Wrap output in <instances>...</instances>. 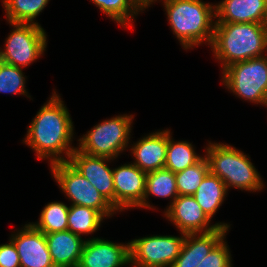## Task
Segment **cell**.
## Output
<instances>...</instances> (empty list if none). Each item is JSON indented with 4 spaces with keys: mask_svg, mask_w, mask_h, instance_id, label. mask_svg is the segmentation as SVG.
<instances>
[{
    "mask_svg": "<svg viewBox=\"0 0 267 267\" xmlns=\"http://www.w3.org/2000/svg\"><path fill=\"white\" fill-rule=\"evenodd\" d=\"M73 129L68 109L54 91L28 126L27 135L23 141L36 152L39 160L50 159V165L65 162L69 161L77 148L71 146Z\"/></svg>",
    "mask_w": 267,
    "mask_h": 267,
    "instance_id": "obj_1",
    "label": "cell"
},
{
    "mask_svg": "<svg viewBox=\"0 0 267 267\" xmlns=\"http://www.w3.org/2000/svg\"><path fill=\"white\" fill-rule=\"evenodd\" d=\"M210 47L222 70L236 62L266 56L267 24L215 23Z\"/></svg>",
    "mask_w": 267,
    "mask_h": 267,
    "instance_id": "obj_2",
    "label": "cell"
},
{
    "mask_svg": "<svg viewBox=\"0 0 267 267\" xmlns=\"http://www.w3.org/2000/svg\"><path fill=\"white\" fill-rule=\"evenodd\" d=\"M163 3L171 29L184 49L204 41L211 46L216 22L213 21L215 5L202 0H163Z\"/></svg>",
    "mask_w": 267,
    "mask_h": 267,
    "instance_id": "obj_3",
    "label": "cell"
},
{
    "mask_svg": "<svg viewBox=\"0 0 267 267\" xmlns=\"http://www.w3.org/2000/svg\"><path fill=\"white\" fill-rule=\"evenodd\" d=\"M204 156L209 171L219 177L228 190L233 187L256 192L264 188L257 169L241 150L228 144L209 142Z\"/></svg>",
    "mask_w": 267,
    "mask_h": 267,
    "instance_id": "obj_4",
    "label": "cell"
},
{
    "mask_svg": "<svg viewBox=\"0 0 267 267\" xmlns=\"http://www.w3.org/2000/svg\"><path fill=\"white\" fill-rule=\"evenodd\" d=\"M134 115H118L95 125L79 141L77 149L91 156L116 159L128 147Z\"/></svg>",
    "mask_w": 267,
    "mask_h": 267,
    "instance_id": "obj_5",
    "label": "cell"
},
{
    "mask_svg": "<svg viewBox=\"0 0 267 267\" xmlns=\"http://www.w3.org/2000/svg\"><path fill=\"white\" fill-rule=\"evenodd\" d=\"M222 74V83L236 96L267 106V55L233 63Z\"/></svg>",
    "mask_w": 267,
    "mask_h": 267,
    "instance_id": "obj_6",
    "label": "cell"
},
{
    "mask_svg": "<svg viewBox=\"0 0 267 267\" xmlns=\"http://www.w3.org/2000/svg\"><path fill=\"white\" fill-rule=\"evenodd\" d=\"M50 167L59 188L71 200V205L95 209L105 218L116 213L117 210L68 161Z\"/></svg>",
    "mask_w": 267,
    "mask_h": 267,
    "instance_id": "obj_7",
    "label": "cell"
},
{
    "mask_svg": "<svg viewBox=\"0 0 267 267\" xmlns=\"http://www.w3.org/2000/svg\"><path fill=\"white\" fill-rule=\"evenodd\" d=\"M4 50L0 49V60L16 67H27L43 55L47 46V35L40 24L10 23Z\"/></svg>",
    "mask_w": 267,
    "mask_h": 267,
    "instance_id": "obj_8",
    "label": "cell"
},
{
    "mask_svg": "<svg viewBox=\"0 0 267 267\" xmlns=\"http://www.w3.org/2000/svg\"><path fill=\"white\" fill-rule=\"evenodd\" d=\"M185 233L180 237L153 235L130 242L132 267H171L181 252ZM134 265V266H133Z\"/></svg>",
    "mask_w": 267,
    "mask_h": 267,
    "instance_id": "obj_9",
    "label": "cell"
},
{
    "mask_svg": "<svg viewBox=\"0 0 267 267\" xmlns=\"http://www.w3.org/2000/svg\"><path fill=\"white\" fill-rule=\"evenodd\" d=\"M165 210L164 215L180 233H208L219 227L227 230L230 228L229 224L221 222L209 226L211 219L193 196L179 195Z\"/></svg>",
    "mask_w": 267,
    "mask_h": 267,
    "instance_id": "obj_10",
    "label": "cell"
},
{
    "mask_svg": "<svg viewBox=\"0 0 267 267\" xmlns=\"http://www.w3.org/2000/svg\"><path fill=\"white\" fill-rule=\"evenodd\" d=\"M110 160L114 159L91 156L76 148L68 162L115 208L113 169L106 164Z\"/></svg>",
    "mask_w": 267,
    "mask_h": 267,
    "instance_id": "obj_11",
    "label": "cell"
},
{
    "mask_svg": "<svg viewBox=\"0 0 267 267\" xmlns=\"http://www.w3.org/2000/svg\"><path fill=\"white\" fill-rule=\"evenodd\" d=\"M147 173L128 163L113 169L115 209L138 207L144 199Z\"/></svg>",
    "mask_w": 267,
    "mask_h": 267,
    "instance_id": "obj_12",
    "label": "cell"
},
{
    "mask_svg": "<svg viewBox=\"0 0 267 267\" xmlns=\"http://www.w3.org/2000/svg\"><path fill=\"white\" fill-rule=\"evenodd\" d=\"M130 265V242L114 243L101 238L85 241L78 267H122Z\"/></svg>",
    "mask_w": 267,
    "mask_h": 267,
    "instance_id": "obj_13",
    "label": "cell"
},
{
    "mask_svg": "<svg viewBox=\"0 0 267 267\" xmlns=\"http://www.w3.org/2000/svg\"><path fill=\"white\" fill-rule=\"evenodd\" d=\"M17 248L21 267H55L45 234L30 222L10 238Z\"/></svg>",
    "mask_w": 267,
    "mask_h": 267,
    "instance_id": "obj_14",
    "label": "cell"
},
{
    "mask_svg": "<svg viewBox=\"0 0 267 267\" xmlns=\"http://www.w3.org/2000/svg\"><path fill=\"white\" fill-rule=\"evenodd\" d=\"M215 13V23L267 24V0H222Z\"/></svg>",
    "mask_w": 267,
    "mask_h": 267,
    "instance_id": "obj_15",
    "label": "cell"
},
{
    "mask_svg": "<svg viewBox=\"0 0 267 267\" xmlns=\"http://www.w3.org/2000/svg\"><path fill=\"white\" fill-rule=\"evenodd\" d=\"M167 146L168 129L144 136L132 144L133 164L146 173L164 168Z\"/></svg>",
    "mask_w": 267,
    "mask_h": 267,
    "instance_id": "obj_16",
    "label": "cell"
},
{
    "mask_svg": "<svg viewBox=\"0 0 267 267\" xmlns=\"http://www.w3.org/2000/svg\"><path fill=\"white\" fill-rule=\"evenodd\" d=\"M227 229L219 227L208 233L186 234L180 254L171 267H197L223 239Z\"/></svg>",
    "mask_w": 267,
    "mask_h": 267,
    "instance_id": "obj_17",
    "label": "cell"
},
{
    "mask_svg": "<svg viewBox=\"0 0 267 267\" xmlns=\"http://www.w3.org/2000/svg\"><path fill=\"white\" fill-rule=\"evenodd\" d=\"M45 238L55 267H78L86 240L69 230L48 233Z\"/></svg>",
    "mask_w": 267,
    "mask_h": 267,
    "instance_id": "obj_18",
    "label": "cell"
},
{
    "mask_svg": "<svg viewBox=\"0 0 267 267\" xmlns=\"http://www.w3.org/2000/svg\"><path fill=\"white\" fill-rule=\"evenodd\" d=\"M227 191L228 189L224 182L209 171L193 197L205 214L212 219L224 202Z\"/></svg>",
    "mask_w": 267,
    "mask_h": 267,
    "instance_id": "obj_19",
    "label": "cell"
},
{
    "mask_svg": "<svg viewBox=\"0 0 267 267\" xmlns=\"http://www.w3.org/2000/svg\"><path fill=\"white\" fill-rule=\"evenodd\" d=\"M153 195L161 198H171V203L179 196L176 186L175 173L171 172L166 168L158 169L147 173L145 194L143 202L138 206V208H149L154 209L148 203V196Z\"/></svg>",
    "mask_w": 267,
    "mask_h": 267,
    "instance_id": "obj_20",
    "label": "cell"
},
{
    "mask_svg": "<svg viewBox=\"0 0 267 267\" xmlns=\"http://www.w3.org/2000/svg\"><path fill=\"white\" fill-rule=\"evenodd\" d=\"M171 138L170 130H168V146L164 168L173 173H177L195 165L203 158L195 152L194 147L190 142H175L173 138Z\"/></svg>",
    "mask_w": 267,
    "mask_h": 267,
    "instance_id": "obj_21",
    "label": "cell"
},
{
    "mask_svg": "<svg viewBox=\"0 0 267 267\" xmlns=\"http://www.w3.org/2000/svg\"><path fill=\"white\" fill-rule=\"evenodd\" d=\"M104 217L95 209L70 205L68 211V230L81 237L82 234H91L101 225Z\"/></svg>",
    "mask_w": 267,
    "mask_h": 267,
    "instance_id": "obj_22",
    "label": "cell"
},
{
    "mask_svg": "<svg viewBox=\"0 0 267 267\" xmlns=\"http://www.w3.org/2000/svg\"><path fill=\"white\" fill-rule=\"evenodd\" d=\"M49 0H2L8 23H32Z\"/></svg>",
    "mask_w": 267,
    "mask_h": 267,
    "instance_id": "obj_23",
    "label": "cell"
},
{
    "mask_svg": "<svg viewBox=\"0 0 267 267\" xmlns=\"http://www.w3.org/2000/svg\"><path fill=\"white\" fill-rule=\"evenodd\" d=\"M69 206L60 201L48 203L41 211L39 222L31 223L44 234L68 230Z\"/></svg>",
    "mask_w": 267,
    "mask_h": 267,
    "instance_id": "obj_24",
    "label": "cell"
},
{
    "mask_svg": "<svg viewBox=\"0 0 267 267\" xmlns=\"http://www.w3.org/2000/svg\"><path fill=\"white\" fill-rule=\"evenodd\" d=\"M112 21L125 28L143 9L135 0H91Z\"/></svg>",
    "mask_w": 267,
    "mask_h": 267,
    "instance_id": "obj_25",
    "label": "cell"
},
{
    "mask_svg": "<svg viewBox=\"0 0 267 267\" xmlns=\"http://www.w3.org/2000/svg\"><path fill=\"white\" fill-rule=\"evenodd\" d=\"M209 172V163L205 156L195 165L175 173L179 195L193 196L202 180Z\"/></svg>",
    "mask_w": 267,
    "mask_h": 267,
    "instance_id": "obj_26",
    "label": "cell"
},
{
    "mask_svg": "<svg viewBox=\"0 0 267 267\" xmlns=\"http://www.w3.org/2000/svg\"><path fill=\"white\" fill-rule=\"evenodd\" d=\"M22 68L10 65L0 60V93H12L28 96Z\"/></svg>",
    "mask_w": 267,
    "mask_h": 267,
    "instance_id": "obj_27",
    "label": "cell"
},
{
    "mask_svg": "<svg viewBox=\"0 0 267 267\" xmlns=\"http://www.w3.org/2000/svg\"><path fill=\"white\" fill-rule=\"evenodd\" d=\"M223 238L211 251L200 261L197 267H232V257L227 242Z\"/></svg>",
    "mask_w": 267,
    "mask_h": 267,
    "instance_id": "obj_28",
    "label": "cell"
},
{
    "mask_svg": "<svg viewBox=\"0 0 267 267\" xmlns=\"http://www.w3.org/2000/svg\"><path fill=\"white\" fill-rule=\"evenodd\" d=\"M0 245V267H21L17 248L13 241Z\"/></svg>",
    "mask_w": 267,
    "mask_h": 267,
    "instance_id": "obj_29",
    "label": "cell"
},
{
    "mask_svg": "<svg viewBox=\"0 0 267 267\" xmlns=\"http://www.w3.org/2000/svg\"><path fill=\"white\" fill-rule=\"evenodd\" d=\"M139 6L145 10L148 8L151 4L155 3L157 0H135ZM155 1V2H154ZM153 2V3H152Z\"/></svg>",
    "mask_w": 267,
    "mask_h": 267,
    "instance_id": "obj_30",
    "label": "cell"
}]
</instances>
